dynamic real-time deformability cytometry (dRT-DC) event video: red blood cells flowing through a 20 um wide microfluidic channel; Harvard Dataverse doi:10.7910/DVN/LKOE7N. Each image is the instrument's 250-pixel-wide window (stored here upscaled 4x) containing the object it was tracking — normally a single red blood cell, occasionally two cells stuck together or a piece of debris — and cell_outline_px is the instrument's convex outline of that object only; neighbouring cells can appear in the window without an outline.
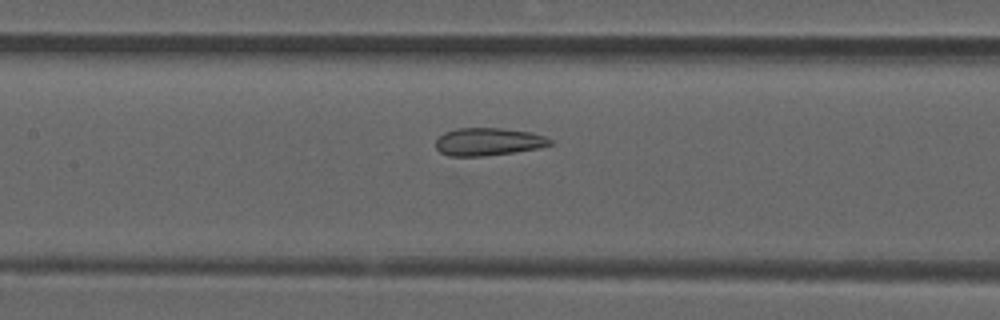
{"species": "common noctule bat (a hibernating species)", "species_latin": "Nyctalus noctula", "temperature_condition": "room temperature", "stored_images_in_passage": 36, "camera_frame_rate_fps": 3000, "um_per_image_px": 0.085, "animal": {"sex": "male", "forearm_length_mm": 52.5}, "frame": {"image": 1, "passage_image": 17, "time_ms": 5.333, "image_size_px": [1000, 320], "cell_outline_px": [[556, 144], [540, 148], [512, 152], [480, 156], [448, 156], [440, 152], [436, 148], [436, 140], [444, 132], [456, 128], [500, 128], [532, 132], [544, 136], [552, 140]], "centroid_in_image_um": [41.53, 12.04], "position_along_channel_um": 165.9, "area_um2": 18.55}}
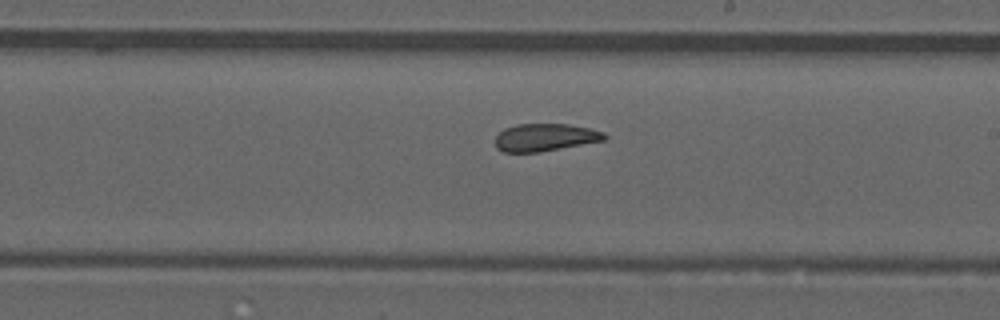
{"frame": {"image": 2, "passage_image": 23, "time_ms": 7.333, "image_size_px": [1000, 320], "cell_outline_px": [[608, 136], [604, 140], [540, 152], [504, 152], [496, 148], [496, 136], [504, 128], [516, 124], [568, 124], [588, 128], [604, 132]], "centroid_in_image_um": [46.32, 11.67], "position_along_channel_um": 242.7, "area_um2": 17.46}}
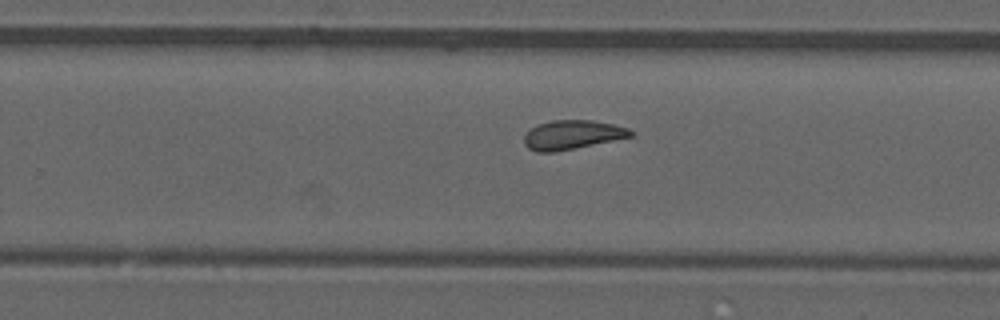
{"frame": {"image": 3, "passage_image": 26, "time_ms": 8.333, "image_size_px": [1000, 320], "cell_outline_px": [[636, 132], [632, 136], [556, 152], [536, 152], [528, 148], [524, 144], [524, 136], [536, 124], [552, 120], [592, 120], [612, 124], [628, 128]], "centroid_in_image_um": [48.63, 11.45], "position_along_channel_um": 281.2, "area_um2": 18.03}}